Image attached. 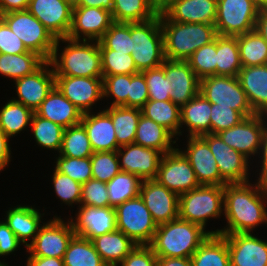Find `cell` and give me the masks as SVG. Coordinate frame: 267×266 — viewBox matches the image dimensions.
Returning a JSON list of instances; mask_svg holds the SVG:
<instances>
[{
	"mask_svg": "<svg viewBox=\"0 0 267 266\" xmlns=\"http://www.w3.org/2000/svg\"><path fill=\"white\" fill-rule=\"evenodd\" d=\"M267 183L260 182L253 187L248 182L224 185V216L228 227L209 231L210 234L251 233L259 224H267Z\"/></svg>",
	"mask_w": 267,
	"mask_h": 266,
	"instance_id": "6da1fadb",
	"label": "cell"
},
{
	"mask_svg": "<svg viewBox=\"0 0 267 266\" xmlns=\"http://www.w3.org/2000/svg\"><path fill=\"white\" fill-rule=\"evenodd\" d=\"M209 235L202 226L178 217L157 225L149 246L157 257L190 258Z\"/></svg>",
	"mask_w": 267,
	"mask_h": 266,
	"instance_id": "7a4b0ae2",
	"label": "cell"
},
{
	"mask_svg": "<svg viewBox=\"0 0 267 266\" xmlns=\"http://www.w3.org/2000/svg\"><path fill=\"white\" fill-rule=\"evenodd\" d=\"M164 38V54L167 60L187 61L200 47L215 40V25L206 23H179L160 14Z\"/></svg>",
	"mask_w": 267,
	"mask_h": 266,
	"instance_id": "3957f363",
	"label": "cell"
},
{
	"mask_svg": "<svg viewBox=\"0 0 267 266\" xmlns=\"http://www.w3.org/2000/svg\"><path fill=\"white\" fill-rule=\"evenodd\" d=\"M60 40L67 42L68 45L64 48L58 60L57 52ZM95 42L90 44L89 40H73L68 37L58 38L49 60L55 76L103 78L99 41Z\"/></svg>",
	"mask_w": 267,
	"mask_h": 266,
	"instance_id": "277c9868",
	"label": "cell"
},
{
	"mask_svg": "<svg viewBox=\"0 0 267 266\" xmlns=\"http://www.w3.org/2000/svg\"><path fill=\"white\" fill-rule=\"evenodd\" d=\"M131 49L139 72L160 67L166 60L160 14L143 22H130Z\"/></svg>",
	"mask_w": 267,
	"mask_h": 266,
	"instance_id": "5b68a950",
	"label": "cell"
},
{
	"mask_svg": "<svg viewBox=\"0 0 267 266\" xmlns=\"http://www.w3.org/2000/svg\"><path fill=\"white\" fill-rule=\"evenodd\" d=\"M223 204L224 186L200 185L179 196L178 217L205 229L209 218L221 216Z\"/></svg>",
	"mask_w": 267,
	"mask_h": 266,
	"instance_id": "8992f818",
	"label": "cell"
},
{
	"mask_svg": "<svg viewBox=\"0 0 267 266\" xmlns=\"http://www.w3.org/2000/svg\"><path fill=\"white\" fill-rule=\"evenodd\" d=\"M0 18L23 41L28 51L40 55L45 61L50 60L57 39L28 10L8 12Z\"/></svg>",
	"mask_w": 267,
	"mask_h": 266,
	"instance_id": "52a82bcc",
	"label": "cell"
},
{
	"mask_svg": "<svg viewBox=\"0 0 267 266\" xmlns=\"http://www.w3.org/2000/svg\"><path fill=\"white\" fill-rule=\"evenodd\" d=\"M117 230L122 231L137 245H149L157 224L140 195L116 206Z\"/></svg>",
	"mask_w": 267,
	"mask_h": 266,
	"instance_id": "ba28073f",
	"label": "cell"
},
{
	"mask_svg": "<svg viewBox=\"0 0 267 266\" xmlns=\"http://www.w3.org/2000/svg\"><path fill=\"white\" fill-rule=\"evenodd\" d=\"M199 92L213 104L231 107L245 118L256 113L250 106L246 93L237 77L213 75L200 79Z\"/></svg>",
	"mask_w": 267,
	"mask_h": 266,
	"instance_id": "9c48e42d",
	"label": "cell"
},
{
	"mask_svg": "<svg viewBox=\"0 0 267 266\" xmlns=\"http://www.w3.org/2000/svg\"><path fill=\"white\" fill-rule=\"evenodd\" d=\"M259 10L252 0H217V35L238 36L254 30Z\"/></svg>",
	"mask_w": 267,
	"mask_h": 266,
	"instance_id": "30bf717a",
	"label": "cell"
},
{
	"mask_svg": "<svg viewBox=\"0 0 267 266\" xmlns=\"http://www.w3.org/2000/svg\"><path fill=\"white\" fill-rule=\"evenodd\" d=\"M155 180L178 196L200 186L192 166L179 148L163 155Z\"/></svg>",
	"mask_w": 267,
	"mask_h": 266,
	"instance_id": "8fae6325",
	"label": "cell"
},
{
	"mask_svg": "<svg viewBox=\"0 0 267 266\" xmlns=\"http://www.w3.org/2000/svg\"><path fill=\"white\" fill-rule=\"evenodd\" d=\"M75 235L71 221L56 217L40 227L35 239L27 247L30 256L55 257L63 259L68 244Z\"/></svg>",
	"mask_w": 267,
	"mask_h": 266,
	"instance_id": "7c38bea8",
	"label": "cell"
},
{
	"mask_svg": "<svg viewBox=\"0 0 267 266\" xmlns=\"http://www.w3.org/2000/svg\"><path fill=\"white\" fill-rule=\"evenodd\" d=\"M266 117L265 114H255L217 134L225 144L249 158L250 155L259 153Z\"/></svg>",
	"mask_w": 267,
	"mask_h": 266,
	"instance_id": "4fadbf2b",
	"label": "cell"
},
{
	"mask_svg": "<svg viewBox=\"0 0 267 266\" xmlns=\"http://www.w3.org/2000/svg\"><path fill=\"white\" fill-rule=\"evenodd\" d=\"M201 137L208 143L216 160L220 176L227 183L249 182L248 158L225 144L218 134L208 133Z\"/></svg>",
	"mask_w": 267,
	"mask_h": 266,
	"instance_id": "5bb4252c",
	"label": "cell"
},
{
	"mask_svg": "<svg viewBox=\"0 0 267 266\" xmlns=\"http://www.w3.org/2000/svg\"><path fill=\"white\" fill-rule=\"evenodd\" d=\"M114 23L110 11L96 7L73 6L72 23L68 38L99 41Z\"/></svg>",
	"mask_w": 267,
	"mask_h": 266,
	"instance_id": "9a60e30c",
	"label": "cell"
},
{
	"mask_svg": "<svg viewBox=\"0 0 267 266\" xmlns=\"http://www.w3.org/2000/svg\"><path fill=\"white\" fill-rule=\"evenodd\" d=\"M56 38H66L71 28L73 5L66 0H30L27 9Z\"/></svg>",
	"mask_w": 267,
	"mask_h": 266,
	"instance_id": "2e32d148",
	"label": "cell"
},
{
	"mask_svg": "<svg viewBox=\"0 0 267 266\" xmlns=\"http://www.w3.org/2000/svg\"><path fill=\"white\" fill-rule=\"evenodd\" d=\"M103 78L55 76V86L82 113L103 97Z\"/></svg>",
	"mask_w": 267,
	"mask_h": 266,
	"instance_id": "e0dca14e",
	"label": "cell"
},
{
	"mask_svg": "<svg viewBox=\"0 0 267 266\" xmlns=\"http://www.w3.org/2000/svg\"><path fill=\"white\" fill-rule=\"evenodd\" d=\"M49 66L51 67V63L46 61L33 74L15 80L19 99L13 100L35 112L55 87V73L53 67L49 70Z\"/></svg>",
	"mask_w": 267,
	"mask_h": 266,
	"instance_id": "ac0fdd59",
	"label": "cell"
},
{
	"mask_svg": "<svg viewBox=\"0 0 267 266\" xmlns=\"http://www.w3.org/2000/svg\"><path fill=\"white\" fill-rule=\"evenodd\" d=\"M139 195L157 225L178 218L179 196L155 179L143 180Z\"/></svg>",
	"mask_w": 267,
	"mask_h": 266,
	"instance_id": "d6986e66",
	"label": "cell"
},
{
	"mask_svg": "<svg viewBox=\"0 0 267 266\" xmlns=\"http://www.w3.org/2000/svg\"><path fill=\"white\" fill-rule=\"evenodd\" d=\"M123 148V151H122ZM118 157L122 159L120 164L121 171L129 172L140 177L142 180L155 179L158 173L163 153L156 149L143 147L131 143L117 149Z\"/></svg>",
	"mask_w": 267,
	"mask_h": 266,
	"instance_id": "ffe728a7",
	"label": "cell"
},
{
	"mask_svg": "<svg viewBox=\"0 0 267 266\" xmlns=\"http://www.w3.org/2000/svg\"><path fill=\"white\" fill-rule=\"evenodd\" d=\"M181 152L188 159L200 185L224 186L227 184L220 176L208 143L201 136H189L187 150Z\"/></svg>",
	"mask_w": 267,
	"mask_h": 266,
	"instance_id": "44dd1931",
	"label": "cell"
},
{
	"mask_svg": "<svg viewBox=\"0 0 267 266\" xmlns=\"http://www.w3.org/2000/svg\"><path fill=\"white\" fill-rule=\"evenodd\" d=\"M76 216V222L70 219L75 235L91 241L105 233L117 230L114 207L79 205V211Z\"/></svg>",
	"mask_w": 267,
	"mask_h": 266,
	"instance_id": "7402d4cb",
	"label": "cell"
},
{
	"mask_svg": "<svg viewBox=\"0 0 267 266\" xmlns=\"http://www.w3.org/2000/svg\"><path fill=\"white\" fill-rule=\"evenodd\" d=\"M222 236L227 241L231 266H267V241L251 233Z\"/></svg>",
	"mask_w": 267,
	"mask_h": 266,
	"instance_id": "603a6c76",
	"label": "cell"
},
{
	"mask_svg": "<svg viewBox=\"0 0 267 266\" xmlns=\"http://www.w3.org/2000/svg\"><path fill=\"white\" fill-rule=\"evenodd\" d=\"M161 67L170 81V99L174 104L182 107L199 93L200 79L187 61L166 59Z\"/></svg>",
	"mask_w": 267,
	"mask_h": 266,
	"instance_id": "cb8c5ba5",
	"label": "cell"
},
{
	"mask_svg": "<svg viewBox=\"0 0 267 266\" xmlns=\"http://www.w3.org/2000/svg\"><path fill=\"white\" fill-rule=\"evenodd\" d=\"M35 113L55 124L68 128L80 124L83 113L55 86Z\"/></svg>",
	"mask_w": 267,
	"mask_h": 266,
	"instance_id": "d4e9b609",
	"label": "cell"
},
{
	"mask_svg": "<svg viewBox=\"0 0 267 266\" xmlns=\"http://www.w3.org/2000/svg\"><path fill=\"white\" fill-rule=\"evenodd\" d=\"M83 113L81 124L87 131L92 150L94 152L117 151L115 128L111 116L105 111L97 115Z\"/></svg>",
	"mask_w": 267,
	"mask_h": 266,
	"instance_id": "484cf974",
	"label": "cell"
},
{
	"mask_svg": "<svg viewBox=\"0 0 267 266\" xmlns=\"http://www.w3.org/2000/svg\"><path fill=\"white\" fill-rule=\"evenodd\" d=\"M237 78L254 112L267 115V64L242 67Z\"/></svg>",
	"mask_w": 267,
	"mask_h": 266,
	"instance_id": "4316f807",
	"label": "cell"
},
{
	"mask_svg": "<svg viewBox=\"0 0 267 266\" xmlns=\"http://www.w3.org/2000/svg\"><path fill=\"white\" fill-rule=\"evenodd\" d=\"M164 14L171 21L179 23L214 25L217 15V0H178Z\"/></svg>",
	"mask_w": 267,
	"mask_h": 266,
	"instance_id": "83f0119b",
	"label": "cell"
},
{
	"mask_svg": "<svg viewBox=\"0 0 267 266\" xmlns=\"http://www.w3.org/2000/svg\"><path fill=\"white\" fill-rule=\"evenodd\" d=\"M92 242L107 266H118L137 245L119 230L98 236Z\"/></svg>",
	"mask_w": 267,
	"mask_h": 266,
	"instance_id": "f1b7e54d",
	"label": "cell"
},
{
	"mask_svg": "<svg viewBox=\"0 0 267 266\" xmlns=\"http://www.w3.org/2000/svg\"><path fill=\"white\" fill-rule=\"evenodd\" d=\"M211 103L199 92L181 107V128L186 125L188 136H202L211 133Z\"/></svg>",
	"mask_w": 267,
	"mask_h": 266,
	"instance_id": "f546056e",
	"label": "cell"
},
{
	"mask_svg": "<svg viewBox=\"0 0 267 266\" xmlns=\"http://www.w3.org/2000/svg\"><path fill=\"white\" fill-rule=\"evenodd\" d=\"M39 210L30 206H17L7 211V218L4 220L18 240L29 246L28 238L32 237L31 243L38 234L41 222Z\"/></svg>",
	"mask_w": 267,
	"mask_h": 266,
	"instance_id": "4dcf8cb0",
	"label": "cell"
},
{
	"mask_svg": "<svg viewBox=\"0 0 267 266\" xmlns=\"http://www.w3.org/2000/svg\"><path fill=\"white\" fill-rule=\"evenodd\" d=\"M174 136L163 126L141 114L134 143L143 147L152 148L163 154L173 151L172 141Z\"/></svg>",
	"mask_w": 267,
	"mask_h": 266,
	"instance_id": "1f68e13d",
	"label": "cell"
},
{
	"mask_svg": "<svg viewBox=\"0 0 267 266\" xmlns=\"http://www.w3.org/2000/svg\"><path fill=\"white\" fill-rule=\"evenodd\" d=\"M192 266H231L226 239L210 234L190 257Z\"/></svg>",
	"mask_w": 267,
	"mask_h": 266,
	"instance_id": "d6a6232c",
	"label": "cell"
},
{
	"mask_svg": "<svg viewBox=\"0 0 267 266\" xmlns=\"http://www.w3.org/2000/svg\"><path fill=\"white\" fill-rule=\"evenodd\" d=\"M105 111L111 116L117 144L121 147L134 143L136 136V129L142 114L141 109L124 107V106H110Z\"/></svg>",
	"mask_w": 267,
	"mask_h": 266,
	"instance_id": "836d02e7",
	"label": "cell"
},
{
	"mask_svg": "<svg viewBox=\"0 0 267 266\" xmlns=\"http://www.w3.org/2000/svg\"><path fill=\"white\" fill-rule=\"evenodd\" d=\"M216 75L237 77L242 69L237 36H216Z\"/></svg>",
	"mask_w": 267,
	"mask_h": 266,
	"instance_id": "e575fe53",
	"label": "cell"
},
{
	"mask_svg": "<svg viewBox=\"0 0 267 266\" xmlns=\"http://www.w3.org/2000/svg\"><path fill=\"white\" fill-rule=\"evenodd\" d=\"M142 114L166 128L174 137L181 134V107L169 101L148 100L141 108Z\"/></svg>",
	"mask_w": 267,
	"mask_h": 266,
	"instance_id": "d590c367",
	"label": "cell"
},
{
	"mask_svg": "<svg viewBox=\"0 0 267 266\" xmlns=\"http://www.w3.org/2000/svg\"><path fill=\"white\" fill-rule=\"evenodd\" d=\"M45 62L40 55L31 51L21 54L0 53V74L15 81L33 74Z\"/></svg>",
	"mask_w": 267,
	"mask_h": 266,
	"instance_id": "8d00e7d4",
	"label": "cell"
},
{
	"mask_svg": "<svg viewBox=\"0 0 267 266\" xmlns=\"http://www.w3.org/2000/svg\"><path fill=\"white\" fill-rule=\"evenodd\" d=\"M65 266H107L87 238L74 235L63 257Z\"/></svg>",
	"mask_w": 267,
	"mask_h": 266,
	"instance_id": "74e56055",
	"label": "cell"
},
{
	"mask_svg": "<svg viewBox=\"0 0 267 266\" xmlns=\"http://www.w3.org/2000/svg\"><path fill=\"white\" fill-rule=\"evenodd\" d=\"M142 179L129 172L120 171L108 183L109 206L116 207L140 194Z\"/></svg>",
	"mask_w": 267,
	"mask_h": 266,
	"instance_id": "f35d334b",
	"label": "cell"
},
{
	"mask_svg": "<svg viewBox=\"0 0 267 266\" xmlns=\"http://www.w3.org/2000/svg\"><path fill=\"white\" fill-rule=\"evenodd\" d=\"M242 67L267 64V42L255 30L237 36Z\"/></svg>",
	"mask_w": 267,
	"mask_h": 266,
	"instance_id": "ab89813d",
	"label": "cell"
},
{
	"mask_svg": "<svg viewBox=\"0 0 267 266\" xmlns=\"http://www.w3.org/2000/svg\"><path fill=\"white\" fill-rule=\"evenodd\" d=\"M33 111L11 99L0 111V128L10 138L31 124Z\"/></svg>",
	"mask_w": 267,
	"mask_h": 266,
	"instance_id": "60d3db41",
	"label": "cell"
},
{
	"mask_svg": "<svg viewBox=\"0 0 267 266\" xmlns=\"http://www.w3.org/2000/svg\"><path fill=\"white\" fill-rule=\"evenodd\" d=\"M114 22H143L157 14L148 0H113L111 11Z\"/></svg>",
	"mask_w": 267,
	"mask_h": 266,
	"instance_id": "b9f144b4",
	"label": "cell"
},
{
	"mask_svg": "<svg viewBox=\"0 0 267 266\" xmlns=\"http://www.w3.org/2000/svg\"><path fill=\"white\" fill-rule=\"evenodd\" d=\"M60 156L87 158L94 151L92 150L88 134L80 123L64 130Z\"/></svg>",
	"mask_w": 267,
	"mask_h": 266,
	"instance_id": "7bdbcfd3",
	"label": "cell"
},
{
	"mask_svg": "<svg viewBox=\"0 0 267 266\" xmlns=\"http://www.w3.org/2000/svg\"><path fill=\"white\" fill-rule=\"evenodd\" d=\"M38 145L60 152L65 128L33 113L31 124Z\"/></svg>",
	"mask_w": 267,
	"mask_h": 266,
	"instance_id": "ee69618b",
	"label": "cell"
},
{
	"mask_svg": "<svg viewBox=\"0 0 267 266\" xmlns=\"http://www.w3.org/2000/svg\"><path fill=\"white\" fill-rule=\"evenodd\" d=\"M102 76L119 74H137L133 57L130 54L121 53L111 49H100Z\"/></svg>",
	"mask_w": 267,
	"mask_h": 266,
	"instance_id": "f6af8a7d",
	"label": "cell"
},
{
	"mask_svg": "<svg viewBox=\"0 0 267 266\" xmlns=\"http://www.w3.org/2000/svg\"><path fill=\"white\" fill-rule=\"evenodd\" d=\"M99 48L131 55L130 22H114L99 40Z\"/></svg>",
	"mask_w": 267,
	"mask_h": 266,
	"instance_id": "bcb514c9",
	"label": "cell"
},
{
	"mask_svg": "<svg viewBox=\"0 0 267 266\" xmlns=\"http://www.w3.org/2000/svg\"><path fill=\"white\" fill-rule=\"evenodd\" d=\"M90 158L93 179L108 183L121 171L116 151L94 152Z\"/></svg>",
	"mask_w": 267,
	"mask_h": 266,
	"instance_id": "7dc6e473",
	"label": "cell"
},
{
	"mask_svg": "<svg viewBox=\"0 0 267 266\" xmlns=\"http://www.w3.org/2000/svg\"><path fill=\"white\" fill-rule=\"evenodd\" d=\"M187 62L199 79L216 75V38L196 50Z\"/></svg>",
	"mask_w": 267,
	"mask_h": 266,
	"instance_id": "c3c4849f",
	"label": "cell"
},
{
	"mask_svg": "<svg viewBox=\"0 0 267 266\" xmlns=\"http://www.w3.org/2000/svg\"><path fill=\"white\" fill-rule=\"evenodd\" d=\"M55 169L81 185L92 179L91 158L57 157Z\"/></svg>",
	"mask_w": 267,
	"mask_h": 266,
	"instance_id": "681fc988",
	"label": "cell"
},
{
	"mask_svg": "<svg viewBox=\"0 0 267 266\" xmlns=\"http://www.w3.org/2000/svg\"><path fill=\"white\" fill-rule=\"evenodd\" d=\"M148 87V100L169 101L171 84L160 66L142 71Z\"/></svg>",
	"mask_w": 267,
	"mask_h": 266,
	"instance_id": "f907efd6",
	"label": "cell"
},
{
	"mask_svg": "<svg viewBox=\"0 0 267 266\" xmlns=\"http://www.w3.org/2000/svg\"><path fill=\"white\" fill-rule=\"evenodd\" d=\"M132 75L119 74L103 77V97L114 96L111 106L128 107V93Z\"/></svg>",
	"mask_w": 267,
	"mask_h": 266,
	"instance_id": "816d5d0a",
	"label": "cell"
},
{
	"mask_svg": "<svg viewBox=\"0 0 267 266\" xmlns=\"http://www.w3.org/2000/svg\"><path fill=\"white\" fill-rule=\"evenodd\" d=\"M54 190L56 195L62 200L63 203L69 206L75 202L80 203L82 185L75 180L71 179L68 175L63 174L54 169L52 177Z\"/></svg>",
	"mask_w": 267,
	"mask_h": 266,
	"instance_id": "f5cc1de1",
	"label": "cell"
},
{
	"mask_svg": "<svg viewBox=\"0 0 267 266\" xmlns=\"http://www.w3.org/2000/svg\"><path fill=\"white\" fill-rule=\"evenodd\" d=\"M245 117L231 107L211 103V133L217 134L239 124Z\"/></svg>",
	"mask_w": 267,
	"mask_h": 266,
	"instance_id": "db71d44e",
	"label": "cell"
},
{
	"mask_svg": "<svg viewBox=\"0 0 267 266\" xmlns=\"http://www.w3.org/2000/svg\"><path fill=\"white\" fill-rule=\"evenodd\" d=\"M80 204L92 207H108L109 195L106 183L92 178L82 184Z\"/></svg>",
	"mask_w": 267,
	"mask_h": 266,
	"instance_id": "11a10c76",
	"label": "cell"
},
{
	"mask_svg": "<svg viewBox=\"0 0 267 266\" xmlns=\"http://www.w3.org/2000/svg\"><path fill=\"white\" fill-rule=\"evenodd\" d=\"M26 52L29 51L23 41L0 18V53L21 54Z\"/></svg>",
	"mask_w": 267,
	"mask_h": 266,
	"instance_id": "9f6ffc18",
	"label": "cell"
},
{
	"mask_svg": "<svg viewBox=\"0 0 267 266\" xmlns=\"http://www.w3.org/2000/svg\"><path fill=\"white\" fill-rule=\"evenodd\" d=\"M148 101V87L144 74L139 72L132 74L128 93V107L141 109Z\"/></svg>",
	"mask_w": 267,
	"mask_h": 266,
	"instance_id": "6f0895ef",
	"label": "cell"
},
{
	"mask_svg": "<svg viewBox=\"0 0 267 266\" xmlns=\"http://www.w3.org/2000/svg\"><path fill=\"white\" fill-rule=\"evenodd\" d=\"M157 256L149 245L136 247L120 263L121 266H157Z\"/></svg>",
	"mask_w": 267,
	"mask_h": 266,
	"instance_id": "680465c9",
	"label": "cell"
},
{
	"mask_svg": "<svg viewBox=\"0 0 267 266\" xmlns=\"http://www.w3.org/2000/svg\"><path fill=\"white\" fill-rule=\"evenodd\" d=\"M20 243L5 221L0 222V256L14 252Z\"/></svg>",
	"mask_w": 267,
	"mask_h": 266,
	"instance_id": "91938a15",
	"label": "cell"
},
{
	"mask_svg": "<svg viewBox=\"0 0 267 266\" xmlns=\"http://www.w3.org/2000/svg\"><path fill=\"white\" fill-rule=\"evenodd\" d=\"M30 0H0V15L12 12L27 10Z\"/></svg>",
	"mask_w": 267,
	"mask_h": 266,
	"instance_id": "94428289",
	"label": "cell"
},
{
	"mask_svg": "<svg viewBox=\"0 0 267 266\" xmlns=\"http://www.w3.org/2000/svg\"><path fill=\"white\" fill-rule=\"evenodd\" d=\"M9 137L0 128V171L4 169L10 162Z\"/></svg>",
	"mask_w": 267,
	"mask_h": 266,
	"instance_id": "6125c7cd",
	"label": "cell"
},
{
	"mask_svg": "<svg viewBox=\"0 0 267 266\" xmlns=\"http://www.w3.org/2000/svg\"><path fill=\"white\" fill-rule=\"evenodd\" d=\"M27 266H65L63 259L55 257L29 256Z\"/></svg>",
	"mask_w": 267,
	"mask_h": 266,
	"instance_id": "be15d7a7",
	"label": "cell"
},
{
	"mask_svg": "<svg viewBox=\"0 0 267 266\" xmlns=\"http://www.w3.org/2000/svg\"><path fill=\"white\" fill-rule=\"evenodd\" d=\"M267 124L265 122V127H264V132H263V138H262V143H261V147H260V151L262 152L260 157H262L261 159L263 161H261L262 166L260 169L261 173H259L260 177L258 178V180L260 182H264L267 183Z\"/></svg>",
	"mask_w": 267,
	"mask_h": 266,
	"instance_id": "e7e4bbea",
	"label": "cell"
},
{
	"mask_svg": "<svg viewBox=\"0 0 267 266\" xmlns=\"http://www.w3.org/2000/svg\"><path fill=\"white\" fill-rule=\"evenodd\" d=\"M157 266H192L190 258L158 257Z\"/></svg>",
	"mask_w": 267,
	"mask_h": 266,
	"instance_id": "03108f58",
	"label": "cell"
},
{
	"mask_svg": "<svg viewBox=\"0 0 267 266\" xmlns=\"http://www.w3.org/2000/svg\"><path fill=\"white\" fill-rule=\"evenodd\" d=\"M73 6L96 7L111 12L113 9V0H77Z\"/></svg>",
	"mask_w": 267,
	"mask_h": 266,
	"instance_id": "003e7915",
	"label": "cell"
},
{
	"mask_svg": "<svg viewBox=\"0 0 267 266\" xmlns=\"http://www.w3.org/2000/svg\"><path fill=\"white\" fill-rule=\"evenodd\" d=\"M254 30L267 42V8L259 10Z\"/></svg>",
	"mask_w": 267,
	"mask_h": 266,
	"instance_id": "a7ac6f4b",
	"label": "cell"
},
{
	"mask_svg": "<svg viewBox=\"0 0 267 266\" xmlns=\"http://www.w3.org/2000/svg\"><path fill=\"white\" fill-rule=\"evenodd\" d=\"M177 1L178 0H148L151 8L158 15L165 13V11Z\"/></svg>",
	"mask_w": 267,
	"mask_h": 266,
	"instance_id": "89a4df30",
	"label": "cell"
},
{
	"mask_svg": "<svg viewBox=\"0 0 267 266\" xmlns=\"http://www.w3.org/2000/svg\"><path fill=\"white\" fill-rule=\"evenodd\" d=\"M259 9L267 8V0H252Z\"/></svg>",
	"mask_w": 267,
	"mask_h": 266,
	"instance_id": "2644e50d",
	"label": "cell"
},
{
	"mask_svg": "<svg viewBox=\"0 0 267 266\" xmlns=\"http://www.w3.org/2000/svg\"><path fill=\"white\" fill-rule=\"evenodd\" d=\"M66 1L70 2L72 5H74L77 2V0H66Z\"/></svg>",
	"mask_w": 267,
	"mask_h": 266,
	"instance_id": "8c879c8a",
	"label": "cell"
},
{
	"mask_svg": "<svg viewBox=\"0 0 267 266\" xmlns=\"http://www.w3.org/2000/svg\"><path fill=\"white\" fill-rule=\"evenodd\" d=\"M0 266H8V265L5 264L4 262L2 263V262L0 261Z\"/></svg>",
	"mask_w": 267,
	"mask_h": 266,
	"instance_id": "753ad0ef",
	"label": "cell"
}]
</instances>
